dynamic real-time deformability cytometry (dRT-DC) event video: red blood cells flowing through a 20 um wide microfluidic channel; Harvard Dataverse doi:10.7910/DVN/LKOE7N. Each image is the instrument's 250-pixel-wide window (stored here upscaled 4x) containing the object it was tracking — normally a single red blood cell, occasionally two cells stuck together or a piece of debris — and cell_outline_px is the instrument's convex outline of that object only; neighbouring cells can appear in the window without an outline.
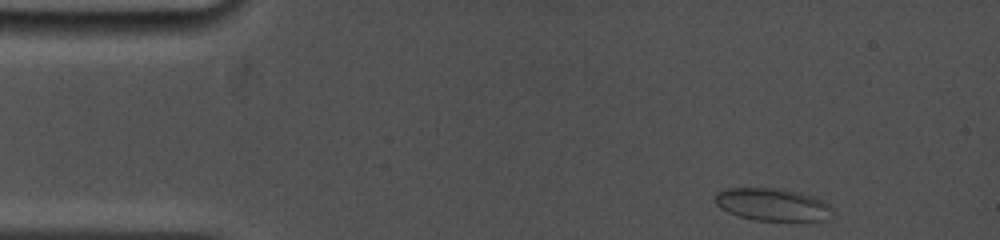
{"species": "common noctule bat (a hibernating species)", "species_latin": "Nyctalus noctula", "temperature_condition": "cold", "stored_images_in_passage": 45, "camera_frame_rate_fps": 5000, "um_per_image_px": 0.085, "animal": {"sex": "female", "body_mass_g": 19.0, "forearm_length_mm": 53.3}, "frame": {"image": 1, "passage_image": 1, "time_ms": 0.0, "image_size_px": [1000, 240], "cell_outline_px": [[828, 208], [824, 220], [756, 220], [740, 216], [728, 212], [720, 208], [716, 204], [716, 192], [724, 188], [768, 188], [800, 192], [824, 200], [828, 204]], "centroid_in_image_um": [65.56, 17.36], "position_along_channel_um": 19.4, "area_um2": 21.62}}
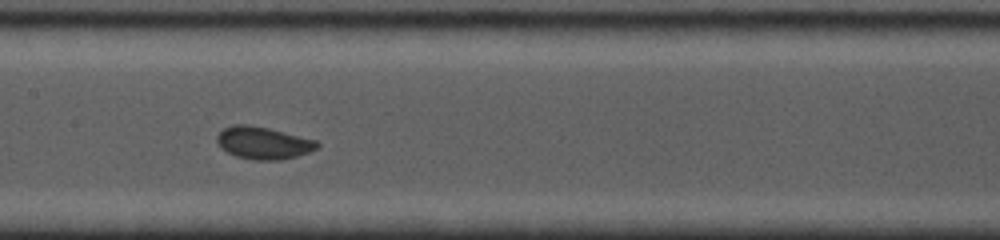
{"frame": {"image": 2, "passage_image": 26, "time_ms": 6.4, "image_size_px": [1000, 240], "cell_outline_px": [[320, 144], [316, 148], [308, 152], [296, 156], [280, 160], [256, 160], [236, 156], [220, 148], [216, 140], [216, 136], [224, 128], [232, 124], [248, 124], [268, 128], [316, 140]], "centroid_in_image_um": [22.34, 12.14], "position_along_channel_um": 185.1, "area_um2": 18.79}}
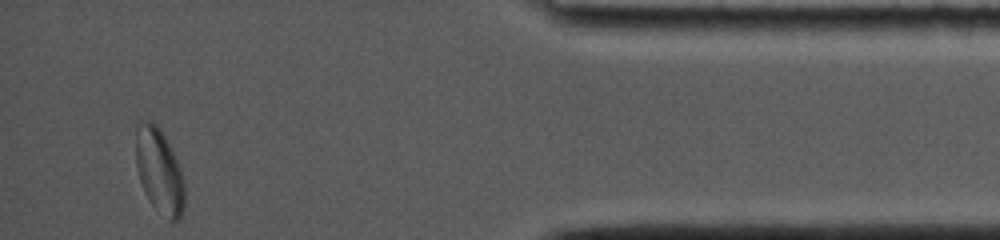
{"frame": {"image": 3, "passage_image": 45, "time_ms": 13.6, "image_size_px": [1000, 240], "cell_outline_px": [[184, 208], [180, 216], [176, 220], [168, 220], [152, 204], [144, 192], [136, 168], [136, 128], [140, 120], [152, 120], [160, 128], [180, 168], [184, 184]], "centroid_in_image_um": [13.52, 14.51], "position_along_channel_um": 421.7, "area_um2": 23.87}, "authors_computed_cell_mechanics": {"area_um2": 18.9584, "velocity_mm_per_s": 3.8059, "shape_relaxation_time_tau1_ms": 2.432, "shape_relaxation_time_tau2_ms": null, "deformation_change_tau1": 0.0602, "deformation_change_tau2": null}}